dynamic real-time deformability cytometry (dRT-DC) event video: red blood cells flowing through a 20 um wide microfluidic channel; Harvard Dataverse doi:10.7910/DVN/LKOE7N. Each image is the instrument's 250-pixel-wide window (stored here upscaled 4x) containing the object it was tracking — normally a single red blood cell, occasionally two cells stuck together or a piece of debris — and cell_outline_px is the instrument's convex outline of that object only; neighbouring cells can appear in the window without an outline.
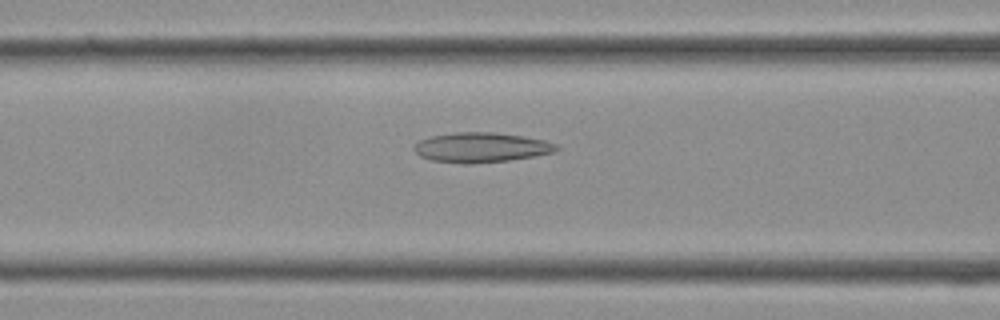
{"species": "Egyptian fruit bat (a non-hibernating species)", "species_latin": "Rousettus aegyptiacus", "temperature_condition": "cold", "stored_images_in_passage": 26, "camera_frame_rate_fps": 3000, "um_per_image_px": 0.085, "frame": {"image": 1, "passage_image": 10, "time_ms": 3.0, "image_size_px": [1000, 320], "cell_outline_px": [[560, 148], [552, 152], [536, 156], [508, 160], [472, 164], [464, 164], [432, 160], [420, 156], [412, 148], [420, 140], [432, 136], [456, 132], [496, 132], [524, 136], [544, 140], [556, 144]], "centroid_in_image_um": [40.91, 12.53], "position_along_channel_um": 125.7, "area_um2": 24.74}}
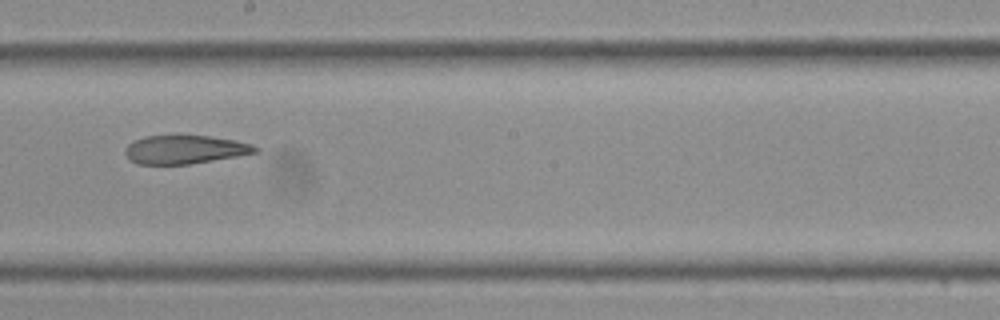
{"frame": {"image": 2, "passage_image": 16, "time_ms": 5.0, "image_size_px": [1000, 320], "cell_outline_px": [[260, 152], [188, 164], [136, 164], [124, 152], [124, 148], [132, 140], [144, 136], [208, 136], [232, 140], [252, 144], [260, 148]], "centroid_in_image_um": [15.7, 12.71], "position_along_channel_um": 232.5, "area_um2": 21.44}}
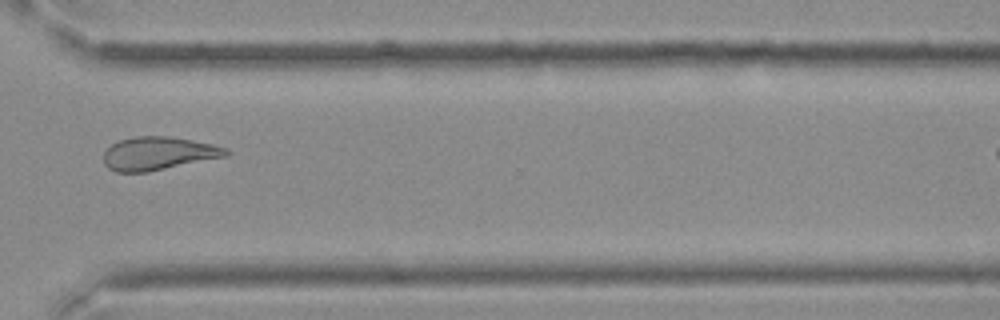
{"frame": {"image": 3, "passage_image": 23, "time_ms": 7.333, "image_size_px": [1000, 320], "cell_outline_px": [[232, 152], [228, 156], [148, 172], [116, 172], [108, 168], [104, 164], [104, 152], [112, 144], [120, 140], [136, 136], [168, 136], [192, 140], [212, 144], [228, 148]], "centroid_in_image_um": [13.49, 13.05], "position_along_channel_um": 357.1, "area_um2": 23.81}}